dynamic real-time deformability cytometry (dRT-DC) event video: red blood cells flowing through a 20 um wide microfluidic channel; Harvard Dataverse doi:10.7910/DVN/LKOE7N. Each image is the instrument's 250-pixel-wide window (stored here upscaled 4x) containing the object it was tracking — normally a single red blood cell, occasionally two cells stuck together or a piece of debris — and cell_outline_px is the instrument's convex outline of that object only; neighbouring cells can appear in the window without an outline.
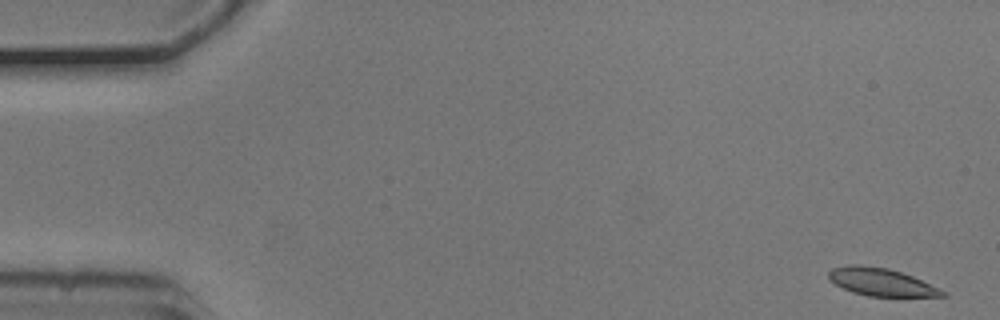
{"species": "common noctule bat (a hibernating species)", "species_latin": "Nyctalus noctula", "temperature_condition": "cold", "stored_images_in_passage": 14, "camera_frame_rate_fps": 3000, "um_per_image_px": 0.085, "animal": {"sex": "male", "body_mass_g": 20.5, "forearm_length_mm": 52.5}, "frame": {"image": 1, "passage_image": 1, "time_ms": 0.0, "image_size_px": [1000, 320], "cell_outline_px": [[948, 296], [868, 296], [852, 292], [828, 280], [828, 272], [832, 268], [848, 264], [860, 264], [888, 268], [912, 276], [940, 288], [948, 292]], "centroid_in_image_um": [74.89, 23.96], "position_along_channel_um": 10.1, "area_um2": 18.44}}